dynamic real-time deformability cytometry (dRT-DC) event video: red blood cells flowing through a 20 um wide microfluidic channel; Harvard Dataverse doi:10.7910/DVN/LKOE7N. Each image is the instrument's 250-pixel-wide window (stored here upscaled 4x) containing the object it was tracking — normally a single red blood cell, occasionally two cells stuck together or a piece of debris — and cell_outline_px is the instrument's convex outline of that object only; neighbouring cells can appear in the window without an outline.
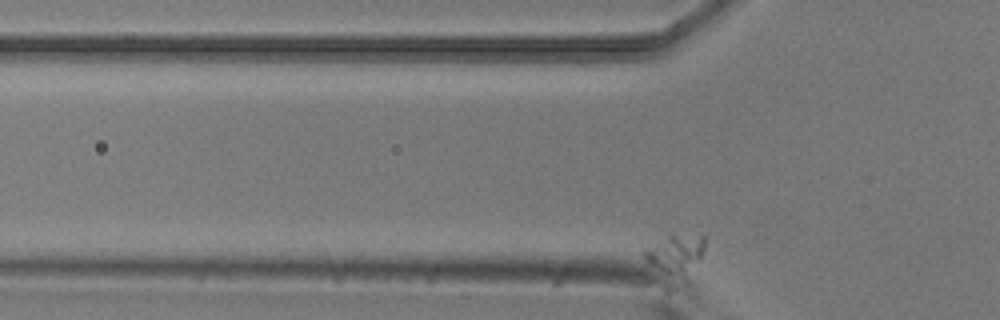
{"species": "common noctule bat (a hibernating species)", "species_latin": "Nyctalus noctula", "temperature_condition": "room temperature", "stored_images_in_passage": 53, "camera_frame_rate_fps": 3000, "um_per_image_px": 0.085, "animal": {"sex": "male", "body_mass_g": 20.5, "forearm_length_mm": 52.5}, "frame": {"image": 1, "passage_image": 10, "time_ms": 3.0, "image_size_px": [1000, 320], "cell_outline_px": [[704, 252], [688, 284], [644, 264], [640, 252], [644, 248], [668, 236], [704, 236]], "centroid_in_image_um": [57.4, 21.76], "position_along_channel_um": 68.4, "area_um2": 14.97}}
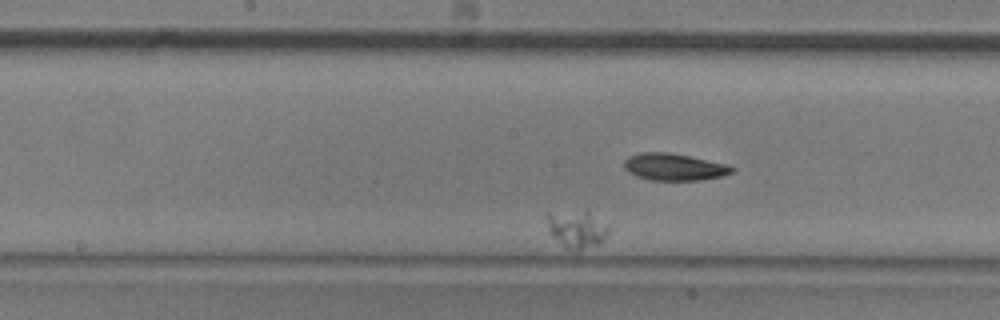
{"frame": {"image": 2, "passage_image": 26, "time_ms": 8.333, "image_size_px": [1000, 320], "cell_outline_px": [[608, 232], [604, 240], [600, 244], [580, 252], [576, 252], [564, 248], [548, 232], [544, 216], [544, 212], [588, 208], [608, 228]], "centroid_in_image_um": [48.95, 19.45], "position_along_channel_um": 199.2, "area_um2": 14.57}}
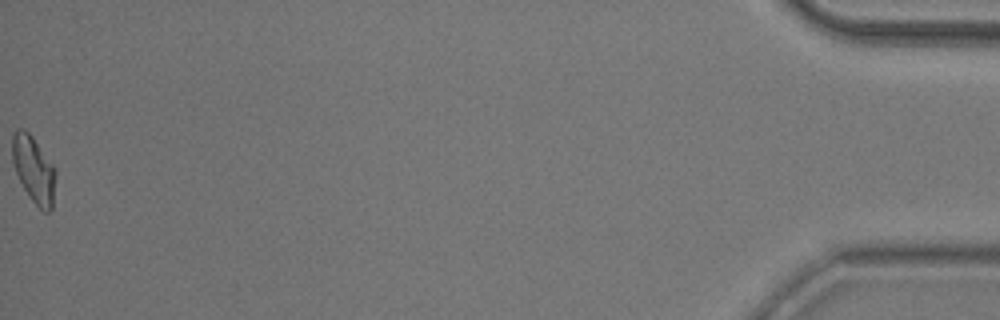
{"frame": {"image": 3, "passage_image": 53, "time_ms": 17.333, "image_size_px": [1000, 320], "cell_outline_px": [[56, 172], [52, 208], [48, 212], [44, 212], [28, 196], [16, 172], [12, 160], [12, 132], [16, 128], [24, 128], [32, 136], [56, 168]], "centroid_in_image_um": [2.86, 14.37], "position_along_channel_um": 432.3, "area_um2": 16.88}}